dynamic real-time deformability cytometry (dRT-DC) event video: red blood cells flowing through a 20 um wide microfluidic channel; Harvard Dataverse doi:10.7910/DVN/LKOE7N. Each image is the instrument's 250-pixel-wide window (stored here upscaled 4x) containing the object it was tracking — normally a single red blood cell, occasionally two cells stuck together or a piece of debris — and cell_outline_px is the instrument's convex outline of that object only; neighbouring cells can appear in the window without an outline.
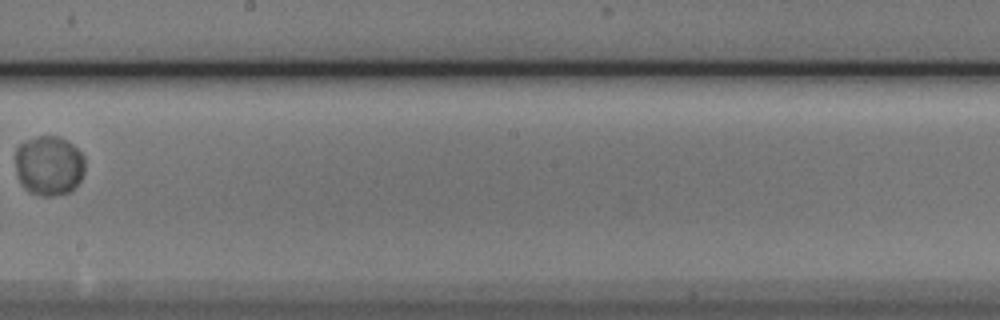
{"species": "Egyptian fruit bat (a non-hibernating species)", "species_latin": "Rousettus aegyptiacus", "temperature_condition": "cold", "stored_images_in_passage": 10, "camera_frame_rate_fps": 3000, "um_per_image_px": 0.085, "animal": {"sex": "male"}, "frame": {"image": 1, "passage_image": 9, "time_ms": 2.667, "image_size_px": [1000, 320], "cell_outline_px": [[84, 172], [80, 180], [72, 192], [52, 196], [40, 196], [28, 192], [24, 188], [16, 172], [16, 148], [24, 140], [40, 136], [56, 136], [72, 144], [84, 156]], "centroid_in_image_um": [4.16, 14.09], "position_along_channel_um": 244.0, "area_um2": 24.39}}
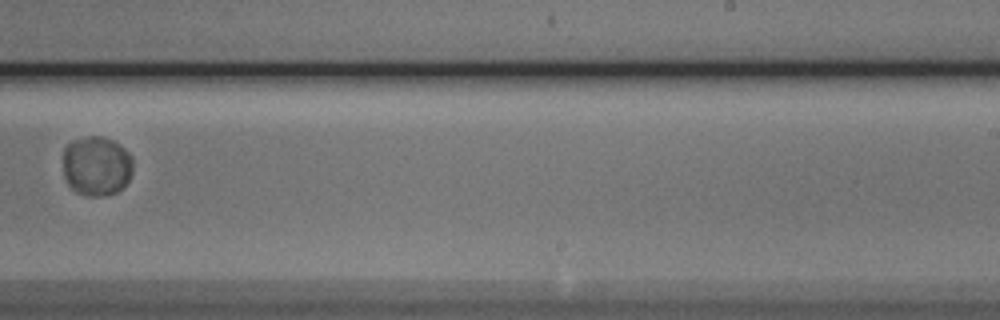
{"frame": {"image": 2, "passage_image": 10, "time_ms": 3.0, "image_size_px": [1000, 320], "cell_outline_px": [[132, 172], [128, 180], [116, 192], [104, 196], [84, 196], [76, 192], [68, 184], [64, 176], [64, 148], [72, 140], [88, 136], [100, 136], [112, 140], [120, 144], [132, 156]], "centroid_in_image_um": [8.2, 14.1], "position_along_channel_um": 280.8, "area_um2": 24.39}}